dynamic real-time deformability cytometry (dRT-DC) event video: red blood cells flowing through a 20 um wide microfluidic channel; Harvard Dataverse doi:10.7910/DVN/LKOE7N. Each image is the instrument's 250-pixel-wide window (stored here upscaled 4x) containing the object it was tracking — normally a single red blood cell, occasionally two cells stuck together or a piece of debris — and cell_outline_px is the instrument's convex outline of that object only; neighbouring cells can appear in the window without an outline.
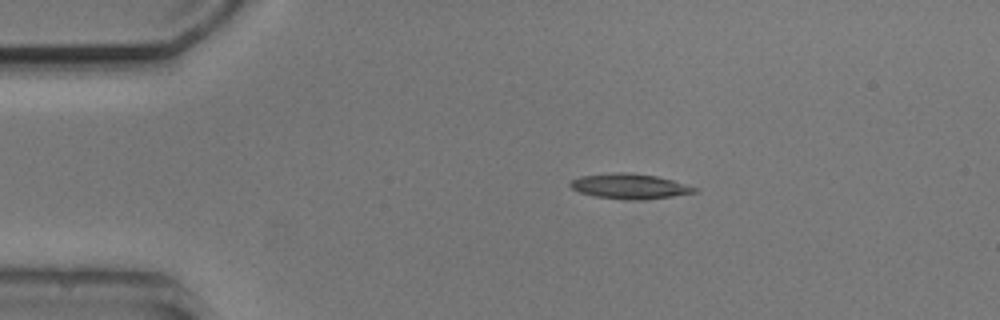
{"species": "common noctule bat (a hibernating species)", "species_latin": "Nyctalus noctula", "temperature_condition": "cold", "stored_images_in_passage": 3, "camera_frame_rate_fps": 3000, "um_per_image_px": 0.085, "animal": {"sex": "male", "body_mass_g": 20.5, "forearm_length_mm": 52.5}, "frame": {"image": 1, "passage_image": 1, "time_ms": 0.0, "image_size_px": [1000, 320], "cell_outline_px": [[700, 192], [644, 200], [632, 200], [596, 196], [580, 192], [572, 188], [568, 184], [572, 180], [580, 176], [620, 172], [624, 172], [656, 176], [672, 180], [700, 188]], "centroid_in_image_um": [53.58, 15.84], "position_along_channel_um": 31.4, "area_um2": 18.09}}
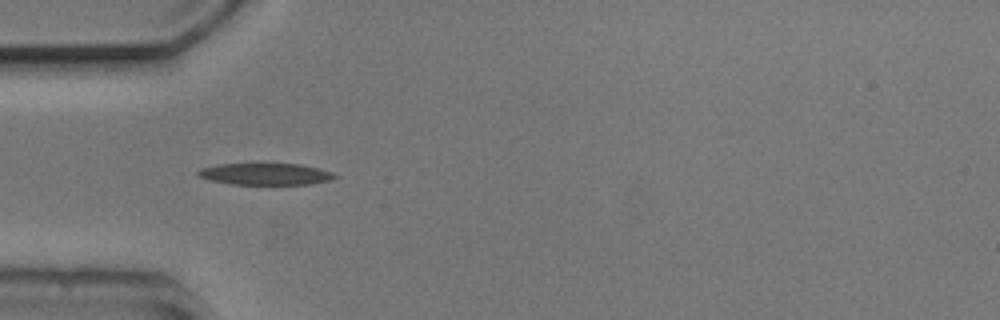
{"frame": {"image": 2, "passage_image": 3, "time_ms": 2.0, "image_size_px": [1000, 320], "cell_outline_px": [[336, 176], [328, 180], [308, 184], [232, 184], [212, 180], [196, 176], [196, 172], [200, 168], [216, 164], [300, 164], [332, 172]], "centroid_in_image_um": [22.48, 14.79], "position_along_channel_um": 62.5, "area_um2": 16.99}}